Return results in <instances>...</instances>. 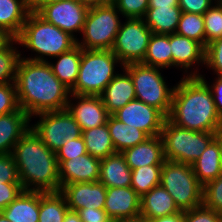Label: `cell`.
<instances>
[{"label": "cell", "mask_w": 222, "mask_h": 222, "mask_svg": "<svg viewBox=\"0 0 222 222\" xmlns=\"http://www.w3.org/2000/svg\"><path fill=\"white\" fill-rule=\"evenodd\" d=\"M112 222H147V219H144L140 216L135 218L116 219L112 220Z\"/></svg>", "instance_id": "54"}, {"label": "cell", "mask_w": 222, "mask_h": 222, "mask_svg": "<svg viewBox=\"0 0 222 222\" xmlns=\"http://www.w3.org/2000/svg\"><path fill=\"white\" fill-rule=\"evenodd\" d=\"M15 82L0 84V115L19 111Z\"/></svg>", "instance_id": "38"}, {"label": "cell", "mask_w": 222, "mask_h": 222, "mask_svg": "<svg viewBox=\"0 0 222 222\" xmlns=\"http://www.w3.org/2000/svg\"><path fill=\"white\" fill-rule=\"evenodd\" d=\"M152 32L143 19L125 18L117 32L111 51L122 65L142 63Z\"/></svg>", "instance_id": "11"}, {"label": "cell", "mask_w": 222, "mask_h": 222, "mask_svg": "<svg viewBox=\"0 0 222 222\" xmlns=\"http://www.w3.org/2000/svg\"><path fill=\"white\" fill-rule=\"evenodd\" d=\"M107 127L116 152L121 153L149 138L143 131L124 124L113 115H109Z\"/></svg>", "instance_id": "29"}, {"label": "cell", "mask_w": 222, "mask_h": 222, "mask_svg": "<svg viewBox=\"0 0 222 222\" xmlns=\"http://www.w3.org/2000/svg\"><path fill=\"white\" fill-rule=\"evenodd\" d=\"M180 212L172 196L161 185L141 197L140 216L144 219L169 216Z\"/></svg>", "instance_id": "22"}, {"label": "cell", "mask_w": 222, "mask_h": 222, "mask_svg": "<svg viewBox=\"0 0 222 222\" xmlns=\"http://www.w3.org/2000/svg\"><path fill=\"white\" fill-rule=\"evenodd\" d=\"M104 210L111 220L140 217L141 197L132 187L106 188Z\"/></svg>", "instance_id": "18"}, {"label": "cell", "mask_w": 222, "mask_h": 222, "mask_svg": "<svg viewBox=\"0 0 222 222\" xmlns=\"http://www.w3.org/2000/svg\"><path fill=\"white\" fill-rule=\"evenodd\" d=\"M170 47L172 53V68L185 70L182 76H200L199 67L205 63V47L193 39L179 35L170 34ZM197 66H194L196 65ZM192 69H194L192 71ZM195 67V68H194ZM191 71H190V70ZM189 70V71H188Z\"/></svg>", "instance_id": "14"}, {"label": "cell", "mask_w": 222, "mask_h": 222, "mask_svg": "<svg viewBox=\"0 0 222 222\" xmlns=\"http://www.w3.org/2000/svg\"><path fill=\"white\" fill-rule=\"evenodd\" d=\"M200 77L208 84L212 91L216 110L222 118V75H217L216 79L211 85L207 82L206 78L201 74Z\"/></svg>", "instance_id": "47"}, {"label": "cell", "mask_w": 222, "mask_h": 222, "mask_svg": "<svg viewBox=\"0 0 222 222\" xmlns=\"http://www.w3.org/2000/svg\"><path fill=\"white\" fill-rule=\"evenodd\" d=\"M29 13V0H0V28L17 38Z\"/></svg>", "instance_id": "26"}, {"label": "cell", "mask_w": 222, "mask_h": 222, "mask_svg": "<svg viewBox=\"0 0 222 222\" xmlns=\"http://www.w3.org/2000/svg\"><path fill=\"white\" fill-rule=\"evenodd\" d=\"M0 222H11L9 221L2 212H0Z\"/></svg>", "instance_id": "56"}, {"label": "cell", "mask_w": 222, "mask_h": 222, "mask_svg": "<svg viewBox=\"0 0 222 222\" xmlns=\"http://www.w3.org/2000/svg\"><path fill=\"white\" fill-rule=\"evenodd\" d=\"M69 211L60 192L39 191V222H63Z\"/></svg>", "instance_id": "32"}, {"label": "cell", "mask_w": 222, "mask_h": 222, "mask_svg": "<svg viewBox=\"0 0 222 222\" xmlns=\"http://www.w3.org/2000/svg\"><path fill=\"white\" fill-rule=\"evenodd\" d=\"M39 120L31 128L41 141L53 152H57L68 140L82 136V130L68 109L44 112L35 115Z\"/></svg>", "instance_id": "10"}, {"label": "cell", "mask_w": 222, "mask_h": 222, "mask_svg": "<svg viewBox=\"0 0 222 222\" xmlns=\"http://www.w3.org/2000/svg\"><path fill=\"white\" fill-rule=\"evenodd\" d=\"M67 109L82 131L106 124L109 117L100 96L71 94Z\"/></svg>", "instance_id": "15"}, {"label": "cell", "mask_w": 222, "mask_h": 222, "mask_svg": "<svg viewBox=\"0 0 222 222\" xmlns=\"http://www.w3.org/2000/svg\"><path fill=\"white\" fill-rule=\"evenodd\" d=\"M106 86L100 95L109 115L136 99L135 88L130 74L123 68Z\"/></svg>", "instance_id": "20"}, {"label": "cell", "mask_w": 222, "mask_h": 222, "mask_svg": "<svg viewBox=\"0 0 222 222\" xmlns=\"http://www.w3.org/2000/svg\"><path fill=\"white\" fill-rule=\"evenodd\" d=\"M122 62L111 50L82 49L78 78L71 94L100 96L118 74L116 67Z\"/></svg>", "instance_id": "5"}, {"label": "cell", "mask_w": 222, "mask_h": 222, "mask_svg": "<svg viewBox=\"0 0 222 222\" xmlns=\"http://www.w3.org/2000/svg\"><path fill=\"white\" fill-rule=\"evenodd\" d=\"M205 207L222 214V173L203 186V203Z\"/></svg>", "instance_id": "37"}, {"label": "cell", "mask_w": 222, "mask_h": 222, "mask_svg": "<svg viewBox=\"0 0 222 222\" xmlns=\"http://www.w3.org/2000/svg\"><path fill=\"white\" fill-rule=\"evenodd\" d=\"M19 107L31 118L67 108L71 92L53 73L48 62L19 58L16 67Z\"/></svg>", "instance_id": "1"}, {"label": "cell", "mask_w": 222, "mask_h": 222, "mask_svg": "<svg viewBox=\"0 0 222 222\" xmlns=\"http://www.w3.org/2000/svg\"><path fill=\"white\" fill-rule=\"evenodd\" d=\"M204 66L211 69L214 75H222V37L213 40L205 47Z\"/></svg>", "instance_id": "40"}, {"label": "cell", "mask_w": 222, "mask_h": 222, "mask_svg": "<svg viewBox=\"0 0 222 222\" xmlns=\"http://www.w3.org/2000/svg\"><path fill=\"white\" fill-rule=\"evenodd\" d=\"M63 222H83L77 212L68 211Z\"/></svg>", "instance_id": "53"}, {"label": "cell", "mask_w": 222, "mask_h": 222, "mask_svg": "<svg viewBox=\"0 0 222 222\" xmlns=\"http://www.w3.org/2000/svg\"><path fill=\"white\" fill-rule=\"evenodd\" d=\"M31 119L22 109L0 115V154H12L16 143L31 128Z\"/></svg>", "instance_id": "19"}, {"label": "cell", "mask_w": 222, "mask_h": 222, "mask_svg": "<svg viewBox=\"0 0 222 222\" xmlns=\"http://www.w3.org/2000/svg\"><path fill=\"white\" fill-rule=\"evenodd\" d=\"M87 153L95 158L104 159L117 153L111 140L107 123L82 131Z\"/></svg>", "instance_id": "30"}, {"label": "cell", "mask_w": 222, "mask_h": 222, "mask_svg": "<svg viewBox=\"0 0 222 222\" xmlns=\"http://www.w3.org/2000/svg\"><path fill=\"white\" fill-rule=\"evenodd\" d=\"M160 185L172 196L180 211H188L203 203V185L192 165L165 159Z\"/></svg>", "instance_id": "6"}, {"label": "cell", "mask_w": 222, "mask_h": 222, "mask_svg": "<svg viewBox=\"0 0 222 222\" xmlns=\"http://www.w3.org/2000/svg\"><path fill=\"white\" fill-rule=\"evenodd\" d=\"M113 116L124 124L143 131L148 137L161 135L166 116L157 108L134 99Z\"/></svg>", "instance_id": "12"}, {"label": "cell", "mask_w": 222, "mask_h": 222, "mask_svg": "<svg viewBox=\"0 0 222 222\" xmlns=\"http://www.w3.org/2000/svg\"><path fill=\"white\" fill-rule=\"evenodd\" d=\"M148 7H179V0H149Z\"/></svg>", "instance_id": "51"}, {"label": "cell", "mask_w": 222, "mask_h": 222, "mask_svg": "<svg viewBox=\"0 0 222 222\" xmlns=\"http://www.w3.org/2000/svg\"><path fill=\"white\" fill-rule=\"evenodd\" d=\"M149 0H114L112 3L116 6L121 17L143 19L148 9Z\"/></svg>", "instance_id": "39"}, {"label": "cell", "mask_w": 222, "mask_h": 222, "mask_svg": "<svg viewBox=\"0 0 222 222\" xmlns=\"http://www.w3.org/2000/svg\"><path fill=\"white\" fill-rule=\"evenodd\" d=\"M60 187L72 183L99 180L101 159L86 153L69 160H57Z\"/></svg>", "instance_id": "17"}, {"label": "cell", "mask_w": 222, "mask_h": 222, "mask_svg": "<svg viewBox=\"0 0 222 222\" xmlns=\"http://www.w3.org/2000/svg\"><path fill=\"white\" fill-rule=\"evenodd\" d=\"M16 39L19 45L31 52L34 51L36 55L29 58L22 55L20 57L33 61L48 62V58L67 52L76 45L73 36L47 22L36 12L28 14L23 29Z\"/></svg>", "instance_id": "4"}, {"label": "cell", "mask_w": 222, "mask_h": 222, "mask_svg": "<svg viewBox=\"0 0 222 222\" xmlns=\"http://www.w3.org/2000/svg\"><path fill=\"white\" fill-rule=\"evenodd\" d=\"M131 170L146 165H163L165 162L163 141L160 135L121 152Z\"/></svg>", "instance_id": "21"}, {"label": "cell", "mask_w": 222, "mask_h": 222, "mask_svg": "<svg viewBox=\"0 0 222 222\" xmlns=\"http://www.w3.org/2000/svg\"><path fill=\"white\" fill-rule=\"evenodd\" d=\"M160 136L165 159L192 165L215 138V132L192 131L166 118Z\"/></svg>", "instance_id": "9"}, {"label": "cell", "mask_w": 222, "mask_h": 222, "mask_svg": "<svg viewBox=\"0 0 222 222\" xmlns=\"http://www.w3.org/2000/svg\"><path fill=\"white\" fill-rule=\"evenodd\" d=\"M23 191L21 183H5L0 180V212Z\"/></svg>", "instance_id": "44"}, {"label": "cell", "mask_w": 222, "mask_h": 222, "mask_svg": "<svg viewBox=\"0 0 222 222\" xmlns=\"http://www.w3.org/2000/svg\"><path fill=\"white\" fill-rule=\"evenodd\" d=\"M81 54L82 48L76 44L69 51L54 57L53 59H58L56 63L48 61L54 75L70 90L78 78Z\"/></svg>", "instance_id": "28"}, {"label": "cell", "mask_w": 222, "mask_h": 222, "mask_svg": "<svg viewBox=\"0 0 222 222\" xmlns=\"http://www.w3.org/2000/svg\"><path fill=\"white\" fill-rule=\"evenodd\" d=\"M60 193L65 197L70 211L83 208L104 209L106 187L99 181L63 185Z\"/></svg>", "instance_id": "16"}, {"label": "cell", "mask_w": 222, "mask_h": 222, "mask_svg": "<svg viewBox=\"0 0 222 222\" xmlns=\"http://www.w3.org/2000/svg\"><path fill=\"white\" fill-rule=\"evenodd\" d=\"M222 214L205 207L203 204L184 211V222H221Z\"/></svg>", "instance_id": "41"}, {"label": "cell", "mask_w": 222, "mask_h": 222, "mask_svg": "<svg viewBox=\"0 0 222 222\" xmlns=\"http://www.w3.org/2000/svg\"><path fill=\"white\" fill-rule=\"evenodd\" d=\"M120 16L112 2L89 8L81 32L83 38H77L76 44L82 49L111 50L122 23Z\"/></svg>", "instance_id": "7"}, {"label": "cell", "mask_w": 222, "mask_h": 222, "mask_svg": "<svg viewBox=\"0 0 222 222\" xmlns=\"http://www.w3.org/2000/svg\"><path fill=\"white\" fill-rule=\"evenodd\" d=\"M77 213L83 222H112L104 209L83 208Z\"/></svg>", "instance_id": "46"}, {"label": "cell", "mask_w": 222, "mask_h": 222, "mask_svg": "<svg viewBox=\"0 0 222 222\" xmlns=\"http://www.w3.org/2000/svg\"><path fill=\"white\" fill-rule=\"evenodd\" d=\"M167 118L179 127L198 132H216L222 126L212 91L200 76L180 78Z\"/></svg>", "instance_id": "2"}, {"label": "cell", "mask_w": 222, "mask_h": 222, "mask_svg": "<svg viewBox=\"0 0 222 222\" xmlns=\"http://www.w3.org/2000/svg\"><path fill=\"white\" fill-rule=\"evenodd\" d=\"M147 222H184V211L176 214L149 219Z\"/></svg>", "instance_id": "48"}, {"label": "cell", "mask_w": 222, "mask_h": 222, "mask_svg": "<svg viewBox=\"0 0 222 222\" xmlns=\"http://www.w3.org/2000/svg\"><path fill=\"white\" fill-rule=\"evenodd\" d=\"M142 64L162 69L172 68L170 34L165 35L152 33L147 53Z\"/></svg>", "instance_id": "31"}, {"label": "cell", "mask_w": 222, "mask_h": 222, "mask_svg": "<svg viewBox=\"0 0 222 222\" xmlns=\"http://www.w3.org/2000/svg\"><path fill=\"white\" fill-rule=\"evenodd\" d=\"M131 177L132 170L126 163L122 153L117 152L101 159L98 181L106 188L131 187Z\"/></svg>", "instance_id": "23"}, {"label": "cell", "mask_w": 222, "mask_h": 222, "mask_svg": "<svg viewBox=\"0 0 222 222\" xmlns=\"http://www.w3.org/2000/svg\"><path fill=\"white\" fill-rule=\"evenodd\" d=\"M12 156L23 190L60 192L56 153L41 141L32 128L16 143Z\"/></svg>", "instance_id": "3"}, {"label": "cell", "mask_w": 222, "mask_h": 222, "mask_svg": "<svg viewBox=\"0 0 222 222\" xmlns=\"http://www.w3.org/2000/svg\"><path fill=\"white\" fill-rule=\"evenodd\" d=\"M87 153L84 138L68 140L57 152V160H69Z\"/></svg>", "instance_id": "42"}, {"label": "cell", "mask_w": 222, "mask_h": 222, "mask_svg": "<svg viewBox=\"0 0 222 222\" xmlns=\"http://www.w3.org/2000/svg\"><path fill=\"white\" fill-rule=\"evenodd\" d=\"M213 3L210 0H179V8L182 12L203 15Z\"/></svg>", "instance_id": "45"}, {"label": "cell", "mask_w": 222, "mask_h": 222, "mask_svg": "<svg viewBox=\"0 0 222 222\" xmlns=\"http://www.w3.org/2000/svg\"><path fill=\"white\" fill-rule=\"evenodd\" d=\"M212 3L214 2V4H217V3H222V0H210Z\"/></svg>", "instance_id": "57"}, {"label": "cell", "mask_w": 222, "mask_h": 222, "mask_svg": "<svg viewBox=\"0 0 222 222\" xmlns=\"http://www.w3.org/2000/svg\"><path fill=\"white\" fill-rule=\"evenodd\" d=\"M19 45L15 39L6 49L0 52V84L15 82L16 67L21 51L15 46Z\"/></svg>", "instance_id": "35"}, {"label": "cell", "mask_w": 222, "mask_h": 222, "mask_svg": "<svg viewBox=\"0 0 222 222\" xmlns=\"http://www.w3.org/2000/svg\"><path fill=\"white\" fill-rule=\"evenodd\" d=\"M63 0H29L30 12L38 13L44 6L54 4Z\"/></svg>", "instance_id": "49"}, {"label": "cell", "mask_w": 222, "mask_h": 222, "mask_svg": "<svg viewBox=\"0 0 222 222\" xmlns=\"http://www.w3.org/2000/svg\"><path fill=\"white\" fill-rule=\"evenodd\" d=\"M176 33L198 41L206 47L204 19L201 14L182 12Z\"/></svg>", "instance_id": "34"}, {"label": "cell", "mask_w": 222, "mask_h": 222, "mask_svg": "<svg viewBox=\"0 0 222 222\" xmlns=\"http://www.w3.org/2000/svg\"><path fill=\"white\" fill-rule=\"evenodd\" d=\"M198 181L204 186L222 173V153L218 141L214 138L201 156L192 164Z\"/></svg>", "instance_id": "25"}, {"label": "cell", "mask_w": 222, "mask_h": 222, "mask_svg": "<svg viewBox=\"0 0 222 222\" xmlns=\"http://www.w3.org/2000/svg\"><path fill=\"white\" fill-rule=\"evenodd\" d=\"M215 139L218 141L222 153V126L215 132Z\"/></svg>", "instance_id": "55"}, {"label": "cell", "mask_w": 222, "mask_h": 222, "mask_svg": "<svg viewBox=\"0 0 222 222\" xmlns=\"http://www.w3.org/2000/svg\"><path fill=\"white\" fill-rule=\"evenodd\" d=\"M130 74L136 99L157 108L166 117L169 116L175 85L169 87L160 72L162 68L133 63L123 66Z\"/></svg>", "instance_id": "8"}, {"label": "cell", "mask_w": 222, "mask_h": 222, "mask_svg": "<svg viewBox=\"0 0 222 222\" xmlns=\"http://www.w3.org/2000/svg\"><path fill=\"white\" fill-rule=\"evenodd\" d=\"M15 39L9 32L0 28V52L6 49Z\"/></svg>", "instance_id": "50"}, {"label": "cell", "mask_w": 222, "mask_h": 222, "mask_svg": "<svg viewBox=\"0 0 222 222\" xmlns=\"http://www.w3.org/2000/svg\"><path fill=\"white\" fill-rule=\"evenodd\" d=\"M0 180L5 183H20L12 154H0Z\"/></svg>", "instance_id": "43"}, {"label": "cell", "mask_w": 222, "mask_h": 222, "mask_svg": "<svg viewBox=\"0 0 222 222\" xmlns=\"http://www.w3.org/2000/svg\"><path fill=\"white\" fill-rule=\"evenodd\" d=\"M181 13L179 7H148L143 20L152 33L169 35L176 33Z\"/></svg>", "instance_id": "27"}, {"label": "cell", "mask_w": 222, "mask_h": 222, "mask_svg": "<svg viewBox=\"0 0 222 222\" xmlns=\"http://www.w3.org/2000/svg\"><path fill=\"white\" fill-rule=\"evenodd\" d=\"M206 46L222 37V3L214 4L203 14Z\"/></svg>", "instance_id": "36"}, {"label": "cell", "mask_w": 222, "mask_h": 222, "mask_svg": "<svg viewBox=\"0 0 222 222\" xmlns=\"http://www.w3.org/2000/svg\"><path fill=\"white\" fill-rule=\"evenodd\" d=\"M162 165H146L132 170L131 187L142 197L160 185Z\"/></svg>", "instance_id": "33"}, {"label": "cell", "mask_w": 222, "mask_h": 222, "mask_svg": "<svg viewBox=\"0 0 222 222\" xmlns=\"http://www.w3.org/2000/svg\"><path fill=\"white\" fill-rule=\"evenodd\" d=\"M1 212L11 222H39V191L23 190Z\"/></svg>", "instance_id": "24"}, {"label": "cell", "mask_w": 222, "mask_h": 222, "mask_svg": "<svg viewBox=\"0 0 222 222\" xmlns=\"http://www.w3.org/2000/svg\"><path fill=\"white\" fill-rule=\"evenodd\" d=\"M82 5L89 8H94L98 6H103L110 3L109 0H78Z\"/></svg>", "instance_id": "52"}, {"label": "cell", "mask_w": 222, "mask_h": 222, "mask_svg": "<svg viewBox=\"0 0 222 222\" xmlns=\"http://www.w3.org/2000/svg\"><path fill=\"white\" fill-rule=\"evenodd\" d=\"M87 12L88 8L78 0H63L44 6L38 14L77 40L75 33L81 34Z\"/></svg>", "instance_id": "13"}]
</instances>
